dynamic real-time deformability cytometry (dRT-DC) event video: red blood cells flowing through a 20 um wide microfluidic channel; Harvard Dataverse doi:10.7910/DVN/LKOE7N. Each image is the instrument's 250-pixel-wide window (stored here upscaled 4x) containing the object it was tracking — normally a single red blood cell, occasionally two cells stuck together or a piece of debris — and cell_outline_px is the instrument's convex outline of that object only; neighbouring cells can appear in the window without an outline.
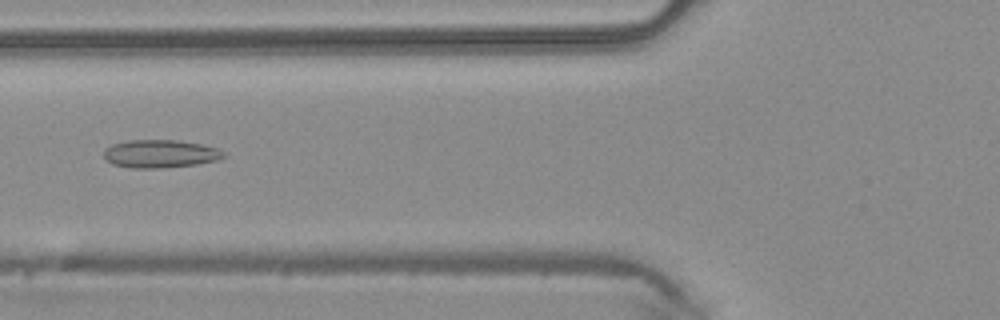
{"species": "common noctule bat (a hibernating species)", "species_latin": "Nyctalus noctula", "temperature_condition": "warm", "stored_images_in_passage": 48, "camera_frame_rate_fps": 3000, "um_per_image_px": 0.085, "animal": {"sex": "male", "body_mass_g": 20.4}, "frame": {"image": 1, "passage_image": 19, "time_ms": 6.0, "image_size_px": [1000, 320], "cell_outline_px": [[228, 156], [216, 160], [196, 164], [164, 168], [132, 168], [112, 164], [104, 160], [104, 148], [112, 144], [128, 140], [176, 140], [200, 144], [216, 148], [224, 152]], "centroid_in_image_um": [13.58, 13.07], "position_along_channel_um": 112.2, "area_um2": 19.65}}
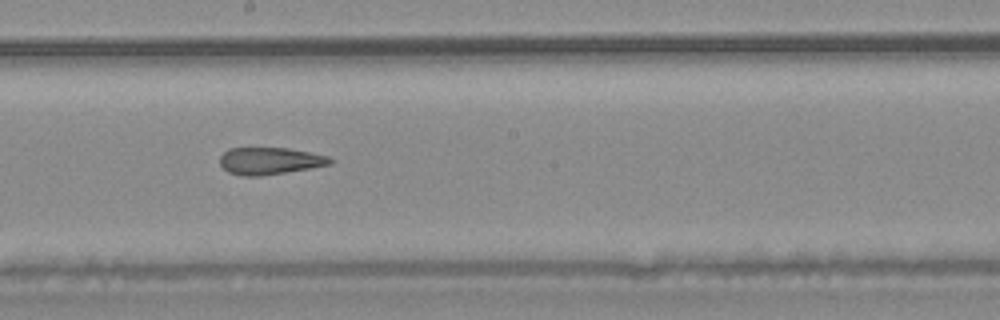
{"frame": {"image": 2, "passage_image": 27, "time_ms": 8.667, "image_size_px": [1000, 320], "cell_outline_px": [[336, 160], [332, 164], [260, 176], [240, 176], [228, 172], [220, 164], [220, 156], [228, 148], [288, 148], [328, 156]], "centroid_in_image_um": [22.92, 13.67], "position_along_channel_um": 225.3, "area_um2": 17.34}}
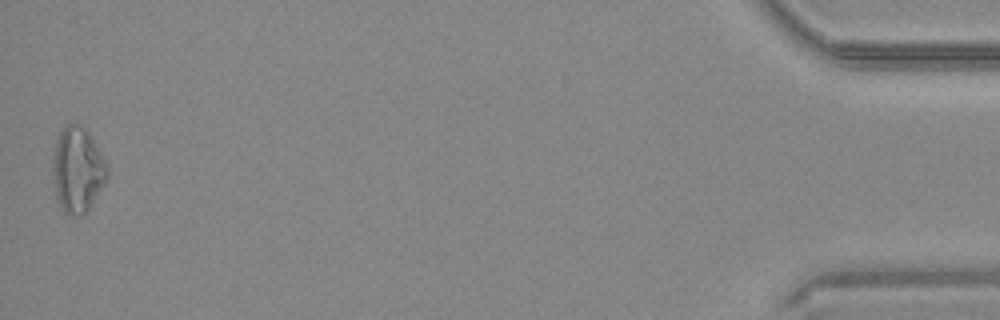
{"frame": {"image": 3, "passage_image": 48, "time_ms": 15.667, "image_size_px": [1000, 320], "cell_outline_px": [[108, 176], [104, 184], [88, 212], [80, 216], [72, 216], [64, 212], [56, 196], [52, 172], [52, 164], [56, 140], [60, 132], [68, 124], [80, 124], [88, 132], [96, 144], [108, 164]], "centroid_in_image_um": [6.61, 14.46], "position_along_channel_um": 428.6, "area_um2": 27.22}, "authors_computed_cell_mechanics": {"area_um2": 20.2878, "velocity_mm_per_s": 4.2315, "shape_relaxation_time_tau1_ms": null, "shape_relaxation_time_tau2_ms": 1.886, "deformation_change_tau1": null, "deformation_change_tau2": 0.1104}}